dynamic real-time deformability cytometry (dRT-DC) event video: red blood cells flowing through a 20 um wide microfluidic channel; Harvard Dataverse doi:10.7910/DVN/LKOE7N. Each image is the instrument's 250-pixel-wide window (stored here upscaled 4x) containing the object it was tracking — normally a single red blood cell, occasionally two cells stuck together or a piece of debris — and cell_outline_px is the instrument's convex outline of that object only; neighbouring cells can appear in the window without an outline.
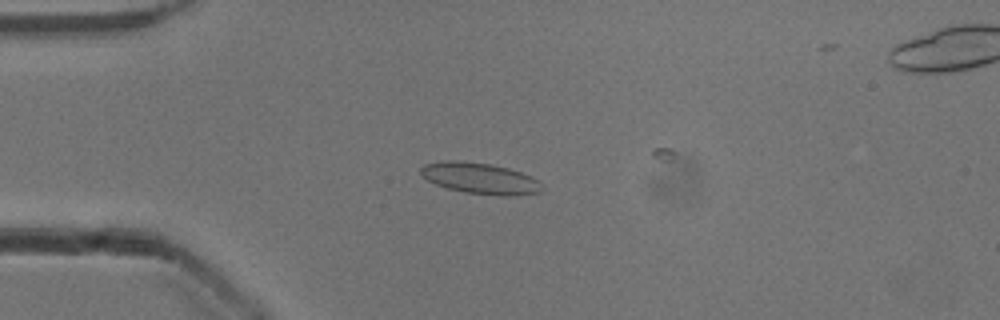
{"species": "common noctule bat (a hibernating species)", "species_latin": "Nyctalus noctula", "temperature_condition": "cold", "stored_images_in_passage": 4, "camera_frame_rate_fps": 3000, "um_per_image_px": 0.085, "animal": {"sex": "male", "body_mass_g": 13.3}, "frame": {"image": 1, "passage_image": 3, "time_ms": 0.667, "image_size_px": [1000, 320], "cell_outline_px": [[544, 188], [540, 192], [516, 196], [500, 196], [464, 192], [448, 188], [436, 184], [428, 180], [420, 172], [420, 168], [424, 164], [444, 160], [456, 160], [492, 164], [508, 168], [532, 176], [540, 180], [544, 184]], "centroid_in_image_um": [40.87, 15.16], "position_along_channel_um": 44.1, "area_um2": 22.25}}